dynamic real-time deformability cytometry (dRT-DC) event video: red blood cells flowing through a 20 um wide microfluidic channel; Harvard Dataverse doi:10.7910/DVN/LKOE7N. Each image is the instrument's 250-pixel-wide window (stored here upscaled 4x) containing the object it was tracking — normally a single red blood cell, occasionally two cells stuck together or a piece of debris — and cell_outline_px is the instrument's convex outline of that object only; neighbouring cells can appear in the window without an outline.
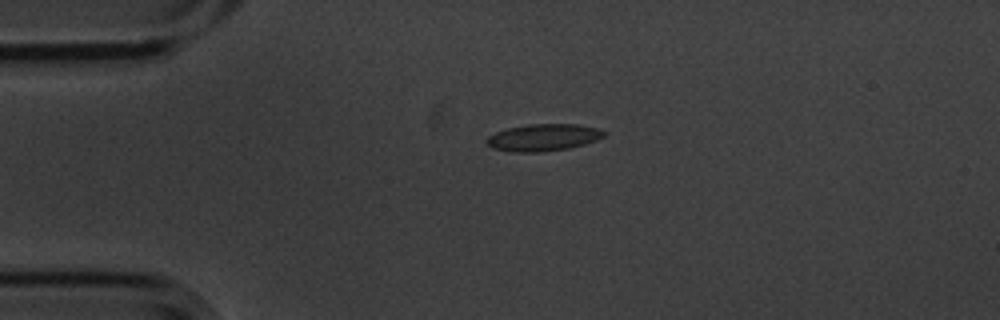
{"species": "common noctule bat (a hibernating species)", "species_latin": "Nyctalus noctula", "temperature_condition": "cold", "stored_images_in_passage": 3, "camera_frame_rate_fps": 3000, "um_per_image_px": 0.085, "animal": {"sex": "male", "body_mass_g": 20.1, "forearm_length_mm": 53.5}, "frame": {"image": 1, "passage_image": 3, "time_ms": 0.667, "image_size_px": [1000, 320], "cell_outline_px": [[604, 136], [596, 140], [584, 144], [568, 148], [540, 152], [512, 152], [492, 148], [484, 140], [488, 136], [496, 132], [508, 128], [528, 124], [580, 124], [600, 128], [604, 132]], "centroid_in_image_um": [46.17, 11.68], "position_along_channel_um": 38.8, "area_um2": 18.5}}